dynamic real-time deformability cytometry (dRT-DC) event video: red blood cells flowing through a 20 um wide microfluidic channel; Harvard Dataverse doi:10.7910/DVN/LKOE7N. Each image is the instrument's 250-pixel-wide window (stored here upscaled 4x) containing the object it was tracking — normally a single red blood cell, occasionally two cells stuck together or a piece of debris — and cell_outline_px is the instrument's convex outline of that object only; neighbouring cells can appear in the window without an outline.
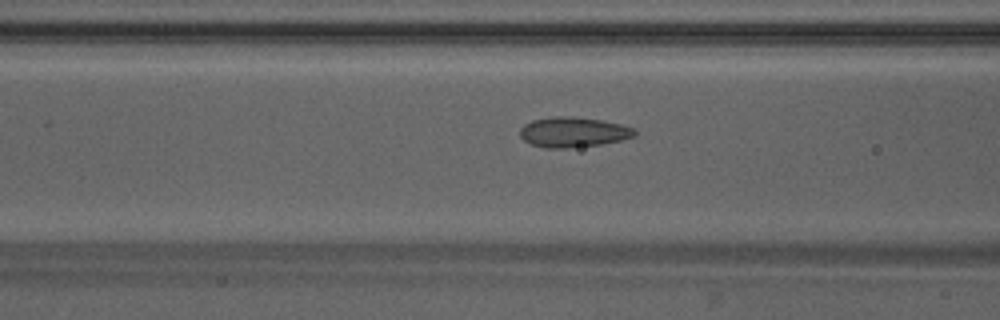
{"species": "Egyptian fruit bat (a non-hibernating species)", "species_latin": "Rousettus aegyptiacus", "temperature_condition": "warm", "stored_images_in_passage": 45, "camera_frame_rate_fps": 3000, "um_per_image_px": 0.085, "animal": {"sex": "male"}, "frame": {"image": 1, "passage_image": 16, "time_ms": 5.0, "image_size_px": [1000, 320], "cell_outline_px": [[636, 136], [620, 140], [600, 144], [568, 148], [544, 148], [532, 144], [524, 140], [520, 136], [520, 128], [524, 124], [532, 120], [556, 116], [572, 116], [604, 120], [620, 124], [632, 128], [636, 132]], "centroid_in_image_um": [48.71, 11.22], "position_along_channel_um": 117.9, "area_um2": 20.11}}
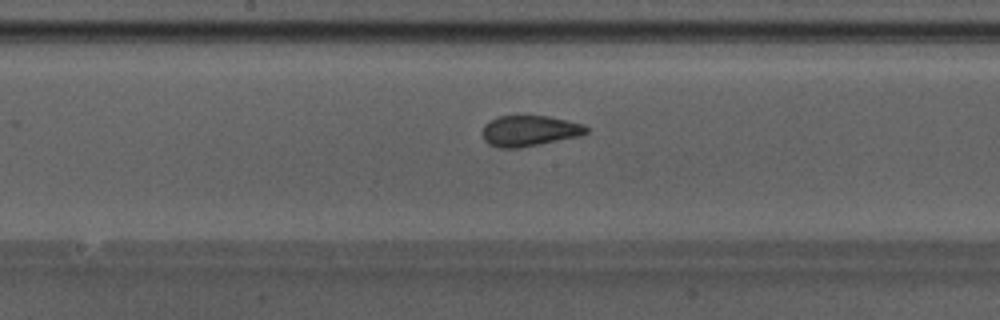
{"frame": {"image": 2, "passage_image": 22, "time_ms": 7.0, "image_size_px": [1000, 320], "cell_outline_px": [[588, 132], [580, 136], [516, 148], [500, 148], [488, 144], [484, 140], [484, 124], [500, 116], [548, 116], [584, 124], [588, 128]], "centroid_in_image_um": [45.02, 11.12], "position_along_channel_um": 203.2, "area_um2": 18.32}}
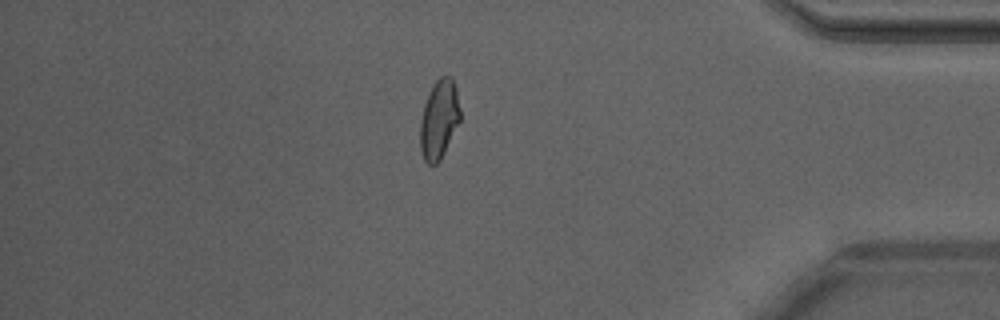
{"frame": {"image": 3, "passage_image": 38, "time_ms": 12.333, "image_size_px": [1000, 320], "cell_outline_px": [[460, 120], [440, 160], [436, 164], [428, 164], [424, 160], [420, 152], [420, 124], [424, 104], [428, 92], [432, 84], [440, 76], [452, 76], [456, 88], [460, 108]], "centroid_in_image_um": [37.31, 10.12], "position_along_channel_um": 397.9, "area_um2": 18.5}, "authors_computed_cell_mechanics": {"area_um2": 18.9584, "velocity_mm_per_s": 4.2614, "shape_relaxation_time_tau1_ms": 4.9216, "shape_relaxation_time_tau2_ms": 0.9558, "deformation_change_tau1": 0.1379, "deformation_change_tau2": 0.056}}